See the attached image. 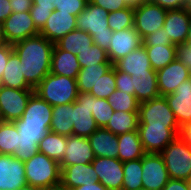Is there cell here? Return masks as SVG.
Listing matches in <instances>:
<instances>
[{
	"instance_id": "6da1fadb",
	"label": "cell",
	"mask_w": 191,
	"mask_h": 190,
	"mask_svg": "<svg viewBox=\"0 0 191 190\" xmlns=\"http://www.w3.org/2000/svg\"><path fill=\"white\" fill-rule=\"evenodd\" d=\"M53 107L36 93L29 98L23 115L14 121L19 134V147L13 157L25 162L39 152L38 143L50 131Z\"/></svg>"
},
{
	"instance_id": "7a4b0ae2",
	"label": "cell",
	"mask_w": 191,
	"mask_h": 190,
	"mask_svg": "<svg viewBox=\"0 0 191 190\" xmlns=\"http://www.w3.org/2000/svg\"><path fill=\"white\" fill-rule=\"evenodd\" d=\"M54 45L41 34L12 44L25 80L33 89L50 73Z\"/></svg>"
},
{
	"instance_id": "3957f363",
	"label": "cell",
	"mask_w": 191,
	"mask_h": 190,
	"mask_svg": "<svg viewBox=\"0 0 191 190\" xmlns=\"http://www.w3.org/2000/svg\"><path fill=\"white\" fill-rule=\"evenodd\" d=\"M108 12L91 2H87L85 9L77 16V29L87 32L93 39V44L108 51L113 31L109 28Z\"/></svg>"
},
{
	"instance_id": "277c9868",
	"label": "cell",
	"mask_w": 191,
	"mask_h": 190,
	"mask_svg": "<svg viewBox=\"0 0 191 190\" xmlns=\"http://www.w3.org/2000/svg\"><path fill=\"white\" fill-rule=\"evenodd\" d=\"M34 93L53 107L75 102L79 92L76 79L49 73L34 88Z\"/></svg>"
},
{
	"instance_id": "5b68a950",
	"label": "cell",
	"mask_w": 191,
	"mask_h": 190,
	"mask_svg": "<svg viewBox=\"0 0 191 190\" xmlns=\"http://www.w3.org/2000/svg\"><path fill=\"white\" fill-rule=\"evenodd\" d=\"M27 184L45 190L60 185V164L43 153L24 162Z\"/></svg>"
},
{
	"instance_id": "8992f818",
	"label": "cell",
	"mask_w": 191,
	"mask_h": 190,
	"mask_svg": "<svg viewBox=\"0 0 191 190\" xmlns=\"http://www.w3.org/2000/svg\"><path fill=\"white\" fill-rule=\"evenodd\" d=\"M170 179L188 180L191 177V146L179 135L160 153Z\"/></svg>"
},
{
	"instance_id": "52a82bcc",
	"label": "cell",
	"mask_w": 191,
	"mask_h": 190,
	"mask_svg": "<svg viewBox=\"0 0 191 190\" xmlns=\"http://www.w3.org/2000/svg\"><path fill=\"white\" fill-rule=\"evenodd\" d=\"M138 125L180 127L165 96H159L139 104Z\"/></svg>"
},
{
	"instance_id": "ba28073f",
	"label": "cell",
	"mask_w": 191,
	"mask_h": 190,
	"mask_svg": "<svg viewBox=\"0 0 191 190\" xmlns=\"http://www.w3.org/2000/svg\"><path fill=\"white\" fill-rule=\"evenodd\" d=\"M34 89H15L0 85L1 121L14 122L20 119Z\"/></svg>"
},
{
	"instance_id": "9c48e42d",
	"label": "cell",
	"mask_w": 191,
	"mask_h": 190,
	"mask_svg": "<svg viewBox=\"0 0 191 190\" xmlns=\"http://www.w3.org/2000/svg\"><path fill=\"white\" fill-rule=\"evenodd\" d=\"M167 11L152 2L134 7V28L142 40L164 26Z\"/></svg>"
},
{
	"instance_id": "30bf717a",
	"label": "cell",
	"mask_w": 191,
	"mask_h": 190,
	"mask_svg": "<svg viewBox=\"0 0 191 190\" xmlns=\"http://www.w3.org/2000/svg\"><path fill=\"white\" fill-rule=\"evenodd\" d=\"M90 93H78L73 102V136L89 137L99 127L92 115V99Z\"/></svg>"
},
{
	"instance_id": "8fae6325",
	"label": "cell",
	"mask_w": 191,
	"mask_h": 190,
	"mask_svg": "<svg viewBox=\"0 0 191 190\" xmlns=\"http://www.w3.org/2000/svg\"><path fill=\"white\" fill-rule=\"evenodd\" d=\"M138 132L145 153L160 154L180 132V127L138 125Z\"/></svg>"
},
{
	"instance_id": "7c38bea8",
	"label": "cell",
	"mask_w": 191,
	"mask_h": 190,
	"mask_svg": "<svg viewBox=\"0 0 191 190\" xmlns=\"http://www.w3.org/2000/svg\"><path fill=\"white\" fill-rule=\"evenodd\" d=\"M165 162L160 154L146 153L142 157V185L147 190H163L169 181Z\"/></svg>"
},
{
	"instance_id": "4fadbf2b",
	"label": "cell",
	"mask_w": 191,
	"mask_h": 190,
	"mask_svg": "<svg viewBox=\"0 0 191 190\" xmlns=\"http://www.w3.org/2000/svg\"><path fill=\"white\" fill-rule=\"evenodd\" d=\"M91 164L97 174V181L108 190H122L123 162L118 158L95 157Z\"/></svg>"
},
{
	"instance_id": "5bb4252c",
	"label": "cell",
	"mask_w": 191,
	"mask_h": 190,
	"mask_svg": "<svg viewBox=\"0 0 191 190\" xmlns=\"http://www.w3.org/2000/svg\"><path fill=\"white\" fill-rule=\"evenodd\" d=\"M2 25L8 44H14L39 34L30 12H12Z\"/></svg>"
},
{
	"instance_id": "9a60e30c",
	"label": "cell",
	"mask_w": 191,
	"mask_h": 190,
	"mask_svg": "<svg viewBox=\"0 0 191 190\" xmlns=\"http://www.w3.org/2000/svg\"><path fill=\"white\" fill-rule=\"evenodd\" d=\"M25 185L24 162L12 155L0 154V190H19Z\"/></svg>"
},
{
	"instance_id": "2e32d148",
	"label": "cell",
	"mask_w": 191,
	"mask_h": 190,
	"mask_svg": "<svg viewBox=\"0 0 191 190\" xmlns=\"http://www.w3.org/2000/svg\"><path fill=\"white\" fill-rule=\"evenodd\" d=\"M142 44V38L134 27L113 32L107 51L108 59L114 64Z\"/></svg>"
},
{
	"instance_id": "e0dca14e",
	"label": "cell",
	"mask_w": 191,
	"mask_h": 190,
	"mask_svg": "<svg viewBox=\"0 0 191 190\" xmlns=\"http://www.w3.org/2000/svg\"><path fill=\"white\" fill-rule=\"evenodd\" d=\"M156 73L160 96L174 93L180 83L191 77L187 67L177 59Z\"/></svg>"
},
{
	"instance_id": "ac0fdd59",
	"label": "cell",
	"mask_w": 191,
	"mask_h": 190,
	"mask_svg": "<svg viewBox=\"0 0 191 190\" xmlns=\"http://www.w3.org/2000/svg\"><path fill=\"white\" fill-rule=\"evenodd\" d=\"M165 98L180 127L191 121V77L180 83L174 93Z\"/></svg>"
},
{
	"instance_id": "d6986e66",
	"label": "cell",
	"mask_w": 191,
	"mask_h": 190,
	"mask_svg": "<svg viewBox=\"0 0 191 190\" xmlns=\"http://www.w3.org/2000/svg\"><path fill=\"white\" fill-rule=\"evenodd\" d=\"M76 18L77 16L72 14L54 10L44 27L39 31V34L55 44L62 37L77 28Z\"/></svg>"
},
{
	"instance_id": "ffe728a7",
	"label": "cell",
	"mask_w": 191,
	"mask_h": 190,
	"mask_svg": "<svg viewBox=\"0 0 191 190\" xmlns=\"http://www.w3.org/2000/svg\"><path fill=\"white\" fill-rule=\"evenodd\" d=\"M67 147L60 164V169L73 164H89L95 156L87 137L68 136Z\"/></svg>"
},
{
	"instance_id": "44dd1931",
	"label": "cell",
	"mask_w": 191,
	"mask_h": 190,
	"mask_svg": "<svg viewBox=\"0 0 191 190\" xmlns=\"http://www.w3.org/2000/svg\"><path fill=\"white\" fill-rule=\"evenodd\" d=\"M190 18L191 14L185 8L167 11L163 27L172 44L186 42Z\"/></svg>"
},
{
	"instance_id": "7402d4cb",
	"label": "cell",
	"mask_w": 191,
	"mask_h": 190,
	"mask_svg": "<svg viewBox=\"0 0 191 190\" xmlns=\"http://www.w3.org/2000/svg\"><path fill=\"white\" fill-rule=\"evenodd\" d=\"M97 181V174L91 163L89 164H73L64 166L61 169L60 185L67 190L93 183Z\"/></svg>"
},
{
	"instance_id": "603a6c76",
	"label": "cell",
	"mask_w": 191,
	"mask_h": 190,
	"mask_svg": "<svg viewBox=\"0 0 191 190\" xmlns=\"http://www.w3.org/2000/svg\"><path fill=\"white\" fill-rule=\"evenodd\" d=\"M88 140L95 157H118V135L113 134L105 128H98Z\"/></svg>"
},
{
	"instance_id": "cb8c5ba5",
	"label": "cell",
	"mask_w": 191,
	"mask_h": 190,
	"mask_svg": "<svg viewBox=\"0 0 191 190\" xmlns=\"http://www.w3.org/2000/svg\"><path fill=\"white\" fill-rule=\"evenodd\" d=\"M132 89L139 103L159 97L157 73L155 70H147V73H133Z\"/></svg>"
},
{
	"instance_id": "d4e9b609",
	"label": "cell",
	"mask_w": 191,
	"mask_h": 190,
	"mask_svg": "<svg viewBox=\"0 0 191 190\" xmlns=\"http://www.w3.org/2000/svg\"><path fill=\"white\" fill-rule=\"evenodd\" d=\"M81 67L78 57L60 49L56 44L53 47L50 73L77 79Z\"/></svg>"
},
{
	"instance_id": "484cf974",
	"label": "cell",
	"mask_w": 191,
	"mask_h": 190,
	"mask_svg": "<svg viewBox=\"0 0 191 190\" xmlns=\"http://www.w3.org/2000/svg\"><path fill=\"white\" fill-rule=\"evenodd\" d=\"M113 66L129 75L133 73H147V70H153L143 44L116 61Z\"/></svg>"
},
{
	"instance_id": "4316f807",
	"label": "cell",
	"mask_w": 191,
	"mask_h": 190,
	"mask_svg": "<svg viewBox=\"0 0 191 190\" xmlns=\"http://www.w3.org/2000/svg\"><path fill=\"white\" fill-rule=\"evenodd\" d=\"M118 149L117 158L121 162L137 160L146 154L138 130L118 135Z\"/></svg>"
},
{
	"instance_id": "83f0119b",
	"label": "cell",
	"mask_w": 191,
	"mask_h": 190,
	"mask_svg": "<svg viewBox=\"0 0 191 190\" xmlns=\"http://www.w3.org/2000/svg\"><path fill=\"white\" fill-rule=\"evenodd\" d=\"M0 85L15 89H33L25 80L21 69V61L13 51L3 71Z\"/></svg>"
},
{
	"instance_id": "f1b7e54d",
	"label": "cell",
	"mask_w": 191,
	"mask_h": 190,
	"mask_svg": "<svg viewBox=\"0 0 191 190\" xmlns=\"http://www.w3.org/2000/svg\"><path fill=\"white\" fill-rule=\"evenodd\" d=\"M50 131L63 136H72L73 103L53 106Z\"/></svg>"
},
{
	"instance_id": "f546056e",
	"label": "cell",
	"mask_w": 191,
	"mask_h": 190,
	"mask_svg": "<svg viewBox=\"0 0 191 190\" xmlns=\"http://www.w3.org/2000/svg\"><path fill=\"white\" fill-rule=\"evenodd\" d=\"M112 67V63H99L81 68L76 79L78 92L89 93L99 78Z\"/></svg>"
},
{
	"instance_id": "4dcf8cb0",
	"label": "cell",
	"mask_w": 191,
	"mask_h": 190,
	"mask_svg": "<svg viewBox=\"0 0 191 190\" xmlns=\"http://www.w3.org/2000/svg\"><path fill=\"white\" fill-rule=\"evenodd\" d=\"M67 136L52 131L47 132L38 143V150L47 157L60 163L67 147Z\"/></svg>"
},
{
	"instance_id": "1f68e13d",
	"label": "cell",
	"mask_w": 191,
	"mask_h": 190,
	"mask_svg": "<svg viewBox=\"0 0 191 190\" xmlns=\"http://www.w3.org/2000/svg\"><path fill=\"white\" fill-rule=\"evenodd\" d=\"M55 44L64 51L78 55L91 49L93 39L87 32L76 28Z\"/></svg>"
},
{
	"instance_id": "d6a6232c",
	"label": "cell",
	"mask_w": 191,
	"mask_h": 190,
	"mask_svg": "<svg viewBox=\"0 0 191 190\" xmlns=\"http://www.w3.org/2000/svg\"><path fill=\"white\" fill-rule=\"evenodd\" d=\"M138 124V112L114 111L105 129L120 135L138 130Z\"/></svg>"
},
{
	"instance_id": "836d02e7",
	"label": "cell",
	"mask_w": 191,
	"mask_h": 190,
	"mask_svg": "<svg viewBox=\"0 0 191 190\" xmlns=\"http://www.w3.org/2000/svg\"><path fill=\"white\" fill-rule=\"evenodd\" d=\"M152 69L157 71L176 59L175 46L144 45Z\"/></svg>"
},
{
	"instance_id": "e575fe53",
	"label": "cell",
	"mask_w": 191,
	"mask_h": 190,
	"mask_svg": "<svg viewBox=\"0 0 191 190\" xmlns=\"http://www.w3.org/2000/svg\"><path fill=\"white\" fill-rule=\"evenodd\" d=\"M19 147V134L15 122L0 121V154L12 155Z\"/></svg>"
},
{
	"instance_id": "d590c367",
	"label": "cell",
	"mask_w": 191,
	"mask_h": 190,
	"mask_svg": "<svg viewBox=\"0 0 191 190\" xmlns=\"http://www.w3.org/2000/svg\"><path fill=\"white\" fill-rule=\"evenodd\" d=\"M122 190L142 188V158L123 162Z\"/></svg>"
},
{
	"instance_id": "8d00e7d4",
	"label": "cell",
	"mask_w": 191,
	"mask_h": 190,
	"mask_svg": "<svg viewBox=\"0 0 191 190\" xmlns=\"http://www.w3.org/2000/svg\"><path fill=\"white\" fill-rule=\"evenodd\" d=\"M109 28L113 32L134 27V7L128 6L108 13Z\"/></svg>"
},
{
	"instance_id": "74e56055",
	"label": "cell",
	"mask_w": 191,
	"mask_h": 190,
	"mask_svg": "<svg viewBox=\"0 0 191 190\" xmlns=\"http://www.w3.org/2000/svg\"><path fill=\"white\" fill-rule=\"evenodd\" d=\"M107 101L114 111L124 112H138L140 104L134 95L117 89L107 98Z\"/></svg>"
},
{
	"instance_id": "f35d334b",
	"label": "cell",
	"mask_w": 191,
	"mask_h": 190,
	"mask_svg": "<svg viewBox=\"0 0 191 190\" xmlns=\"http://www.w3.org/2000/svg\"><path fill=\"white\" fill-rule=\"evenodd\" d=\"M116 90L115 67L102 75L89 92L96 98L107 99Z\"/></svg>"
},
{
	"instance_id": "ab89813d",
	"label": "cell",
	"mask_w": 191,
	"mask_h": 190,
	"mask_svg": "<svg viewBox=\"0 0 191 190\" xmlns=\"http://www.w3.org/2000/svg\"><path fill=\"white\" fill-rule=\"evenodd\" d=\"M113 113L114 110L107 99L96 97L92 99V115L99 128L106 127Z\"/></svg>"
},
{
	"instance_id": "60d3db41",
	"label": "cell",
	"mask_w": 191,
	"mask_h": 190,
	"mask_svg": "<svg viewBox=\"0 0 191 190\" xmlns=\"http://www.w3.org/2000/svg\"><path fill=\"white\" fill-rule=\"evenodd\" d=\"M76 56L81 68L99 63H111L108 59L107 51L95 44L92 45L91 49Z\"/></svg>"
},
{
	"instance_id": "b9f144b4",
	"label": "cell",
	"mask_w": 191,
	"mask_h": 190,
	"mask_svg": "<svg viewBox=\"0 0 191 190\" xmlns=\"http://www.w3.org/2000/svg\"><path fill=\"white\" fill-rule=\"evenodd\" d=\"M86 5V0H57L55 10L78 16Z\"/></svg>"
},
{
	"instance_id": "7bdbcfd3",
	"label": "cell",
	"mask_w": 191,
	"mask_h": 190,
	"mask_svg": "<svg viewBox=\"0 0 191 190\" xmlns=\"http://www.w3.org/2000/svg\"><path fill=\"white\" fill-rule=\"evenodd\" d=\"M164 27L155 31L152 34L147 35L143 40V45H163V46H176L172 44L171 40L167 37Z\"/></svg>"
},
{
	"instance_id": "ee69618b",
	"label": "cell",
	"mask_w": 191,
	"mask_h": 190,
	"mask_svg": "<svg viewBox=\"0 0 191 190\" xmlns=\"http://www.w3.org/2000/svg\"><path fill=\"white\" fill-rule=\"evenodd\" d=\"M29 12L36 28L39 31L44 27L47 19L52 14V11H50L49 8L44 7H31Z\"/></svg>"
},
{
	"instance_id": "f6af8a7d",
	"label": "cell",
	"mask_w": 191,
	"mask_h": 190,
	"mask_svg": "<svg viewBox=\"0 0 191 190\" xmlns=\"http://www.w3.org/2000/svg\"><path fill=\"white\" fill-rule=\"evenodd\" d=\"M116 89L134 95L131 75L115 68Z\"/></svg>"
},
{
	"instance_id": "bcb514c9",
	"label": "cell",
	"mask_w": 191,
	"mask_h": 190,
	"mask_svg": "<svg viewBox=\"0 0 191 190\" xmlns=\"http://www.w3.org/2000/svg\"><path fill=\"white\" fill-rule=\"evenodd\" d=\"M176 59L183 63L191 73V45L183 42L176 46Z\"/></svg>"
},
{
	"instance_id": "7dc6e473",
	"label": "cell",
	"mask_w": 191,
	"mask_h": 190,
	"mask_svg": "<svg viewBox=\"0 0 191 190\" xmlns=\"http://www.w3.org/2000/svg\"><path fill=\"white\" fill-rule=\"evenodd\" d=\"M89 2L104 8L108 13L128 7L124 0H89Z\"/></svg>"
},
{
	"instance_id": "c3c4849f",
	"label": "cell",
	"mask_w": 191,
	"mask_h": 190,
	"mask_svg": "<svg viewBox=\"0 0 191 190\" xmlns=\"http://www.w3.org/2000/svg\"><path fill=\"white\" fill-rule=\"evenodd\" d=\"M166 10L182 9L185 6V0H150Z\"/></svg>"
},
{
	"instance_id": "681fc988",
	"label": "cell",
	"mask_w": 191,
	"mask_h": 190,
	"mask_svg": "<svg viewBox=\"0 0 191 190\" xmlns=\"http://www.w3.org/2000/svg\"><path fill=\"white\" fill-rule=\"evenodd\" d=\"M13 52L12 44L0 46V80L6 67L10 54Z\"/></svg>"
},
{
	"instance_id": "f907efd6",
	"label": "cell",
	"mask_w": 191,
	"mask_h": 190,
	"mask_svg": "<svg viewBox=\"0 0 191 190\" xmlns=\"http://www.w3.org/2000/svg\"><path fill=\"white\" fill-rule=\"evenodd\" d=\"M10 5L12 6V12H29L33 1L32 0H10Z\"/></svg>"
},
{
	"instance_id": "816d5d0a",
	"label": "cell",
	"mask_w": 191,
	"mask_h": 190,
	"mask_svg": "<svg viewBox=\"0 0 191 190\" xmlns=\"http://www.w3.org/2000/svg\"><path fill=\"white\" fill-rule=\"evenodd\" d=\"M163 190H188L186 180L169 179Z\"/></svg>"
},
{
	"instance_id": "f5cc1de1",
	"label": "cell",
	"mask_w": 191,
	"mask_h": 190,
	"mask_svg": "<svg viewBox=\"0 0 191 190\" xmlns=\"http://www.w3.org/2000/svg\"><path fill=\"white\" fill-rule=\"evenodd\" d=\"M12 14V6L7 0H0V22L3 23Z\"/></svg>"
},
{
	"instance_id": "db71d44e",
	"label": "cell",
	"mask_w": 191,
	"mask_h": 190,
	"mask_svg": "<svg viewBox=\"0 0 191 190\" xmlns=\"http://www.w3.org/2000/svg\"><path fill=\"white\" fill-rule=\"evenodd\" d=\"M179 136L191 146V121L180 127Z\"/></svg>"
},
{
	"instance_id": "11a10c76",
	"label": "cell",
	"mask_w": 191,
	"mask_h": 190,
	"mask_svg": "<svg viewBox=\"0 0 191 190\" xmlns=\"http://www.w3.org/2000/svg\"><path fill=\"white\" fill-rule=\"evenodd\" d=\"M32 7H44L49 8L50 11H54L57 0H32Z\"/></svg>"
},
{
	"instance_id": "9f6ffc18",
	"label": "cell",
	"mask_w": 191,
	"mask_h": 190,
	"mask_svg": "<svg viewBox=\"0 0 191 190\" xmlns=\"http://www.w3.org/2000/svg\"><path fill=\"white\" fill-rule=\"evenodd\" d=\"M72 190H108V189L99 181H94L93 183H87L85 185L76 187Z\"/></svg>"
},
{
	"instance_id": "6f0895ef",
	"label": "cell",
	"mask_w": 191,
	"mask_h": 190,
	"mask_svg": "<svg viewBox=\"0 0 191 190\" xmlns=\"http://www.w3.org/2000/svg\"><path fill=\"white\" fill-rule=\"evenodd\" d=\"M127 6L137 7L144 3L150 2V0H124Z\"/></svg>"
},
{
	"instance_id": "680465c9",
	"label": "cell",
	"mask_w": 191,
	"mask_h": 190,
	"mask_svg": "<svg viewBox=\"0 0 191 190\" xmlns=\"http://www.w3.org/2000/svg\"><path fill=\"white\" fill-rule=\"evenodd\" d=\"M8 44L5 35H4V30H3V25L0 22V46Z\"/></svg>"
},
{
	"instance_id": "91938a15",
	"label": "cell",
	"mask_w": 191,
	"mask_h": 190,
	"mask_svg": "<svg viewBox=\"0 0 191 190\" xmlns=\"http://www.w3.org/2000/svg\"><path fill=\"white\" fill-rule=\"evenodd\" d=\"M186 43L191 45V18H190V21H189V31H188Z\"/></svg>"
},
{
	"instance_id": "94428289",
	"label": "cell",
	"mask_w": 191,
	"mask_h": 190,
	"mask_svg": "<svg viewBox=\"0 0 191 190\" xmlns=\"http://www.w3.org/2000/svg\"><path fill=\"white\" fill-rule=\"evenodd\" d=\"M184 8L191 14V0H185Z\"/></svg>"
},
{
	"instance_id": "6125c7cd",
	"label": "cell",
	"mask_w": 191,
	"mask_h": 190,
	"mask_svg": "<svg viewBox=\"0 0 191 190\" xmlns=\"http://www.w3.org/2000/svg\"><path fill=\"white\" fill-rule=\"evenodd\" d=\"M19 190H41V189L35 188V187L27 184V185L23 186L22 188H20Z\"/></svg>"
},
{
	"instance_id": "be15d7a7",
	"label": "cell",
	"mask_w": 191,
	"mask_h": 190,
	"mask_svg": "<svg viewBox=\"0 0 191 190\" xmlns=\"http://www.w3.org/2000/svg\"><path fill=\"white\" fill-rule=\"evenodd\" d=\"M45 190H67L65 189L63 186L61 185H58V186H55V187H51V188H47Z\"/></svg>"
},
{
	"instance_id": "e7e4bbea",
	"label": "cell",
	"mask_w": 191,
	"mask_h": 190,
	"mask_svg": "<svg viewBox=\"0 0 191 190\" xmlns=\"http://www.w3.org/2000/svg\"><path fill=\"white\" fill-rule=\"evenodd\" d=\"M188 190H191V177L186 181Z\"/></svg>"
},
{
	"instance_id": "03108f58",
	"label": "cell",
	"mask_w": 191,
	"mask_h": 190,
	"mask_svg": "<svg viewBox=\"0 0 191 190\" xmlns=\"http://www.w3.org/2000/svg\"><path fill=\"white\" fill-rule=\"evenodd\" d=\"M136 190H147V189L142 187V188H139V189H136Z\"/></svg>"
}]
</instances>
